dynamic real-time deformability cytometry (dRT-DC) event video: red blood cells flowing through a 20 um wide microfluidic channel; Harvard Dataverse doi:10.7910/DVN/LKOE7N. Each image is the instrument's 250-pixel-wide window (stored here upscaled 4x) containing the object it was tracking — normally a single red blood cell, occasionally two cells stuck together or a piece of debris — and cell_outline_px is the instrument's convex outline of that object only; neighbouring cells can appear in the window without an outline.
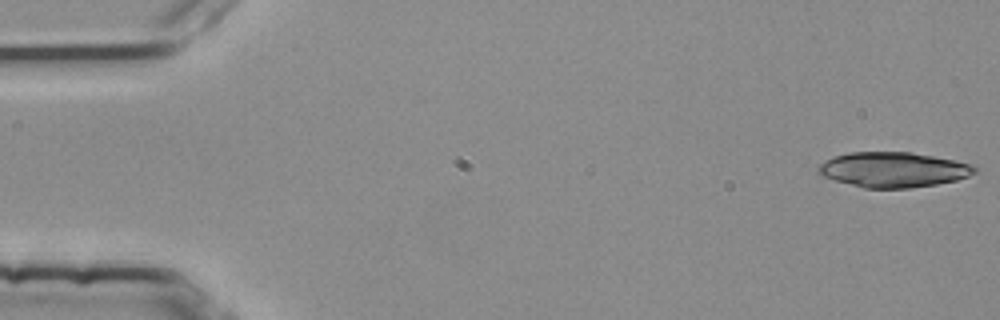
{"species": "common noctule bat (a hibernating species)", "species_latin": "Nyctalus noctula", "temperature_condition": "room temperature", "stored_images_in_passage": 4, "camera_frame_rate_fps": 3000, "um_per_image_px": 0.085, "animal": {"sex": "female", "body_mass_g": 25.1}, "frame": {"image": 1, "passage_image": 1, "time_ms": 0.0, "image_size_px": [1000, 320], "cell_outline_px": [[980, 172], [956, 180], [936, 184], [908, 188], [864, 188], [820, 176], [816, 172], [816, 168], [820, 164], [836, 156], [848, 152], [908, 152], [932, 156], [976, 164]], "centroid_in_image_um": [75.96, 14.42], "position_along_channel_um": 9.0, "area_um2": 32.14}}